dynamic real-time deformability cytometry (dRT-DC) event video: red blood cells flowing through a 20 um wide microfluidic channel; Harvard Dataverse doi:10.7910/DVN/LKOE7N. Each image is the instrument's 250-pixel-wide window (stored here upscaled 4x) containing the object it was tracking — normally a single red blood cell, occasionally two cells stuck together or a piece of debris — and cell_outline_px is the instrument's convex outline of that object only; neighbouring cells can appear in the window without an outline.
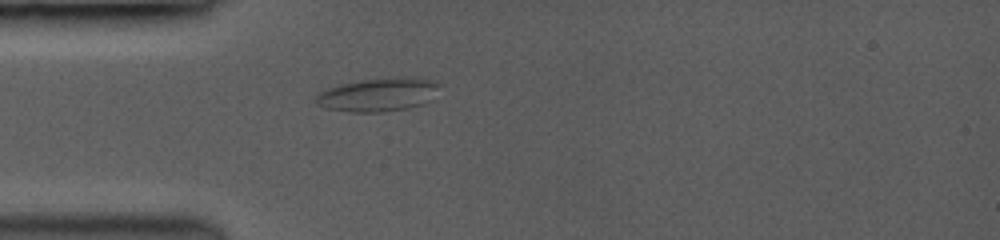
{"species": "common noctule bat (a hibernating species)", "species_latin": "Nyctalus noctula", "temperature_condition": "room temperature", "stored_images_in_passage": 19, "camera_frame_rate_fps": 3500, "um_per_image_px": 0.085, "animal": {"sex": "female", "body_mass_g": 19.0, "forearm_length_mm": 53.3}, "frame": {"image": 1, "passage_image": 1, "time_ms": 0.0, "image_size_px": [1000, 240], "cell_outline_px": [[436, 84], [420, 104], [404, 108], [384, 112], [352, 112], [328, 108], [320, 104], [316, 100], [316, 96], [320, 92], [344, 84], [364, 80], [424, 80]], "centroid_in_image_um": [31.92, 8.11], "position_along_channel_um": 53.1, "area_um2": 21.44}}
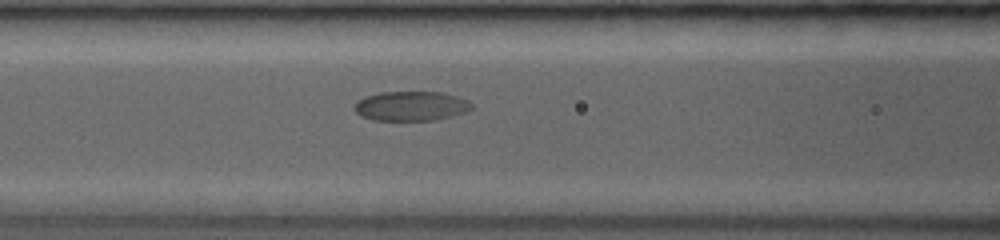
{"frame": {"image": 2, "passage_image": 8, "time_ms": 2.286, "image_size_px": [1000, 240], "cell_outline_px": [[472, 108], [464, 112], [432, 120], [372, 120], [356, 112], [356, 104], [360, 100], [368, 96], [384, 92], [440, 92], [464, 100], [472, 104]], "centroid_in_image_um": [34.92, 9.02], "position_along_channel_um": 131.7, "area_um2": 19.36}}
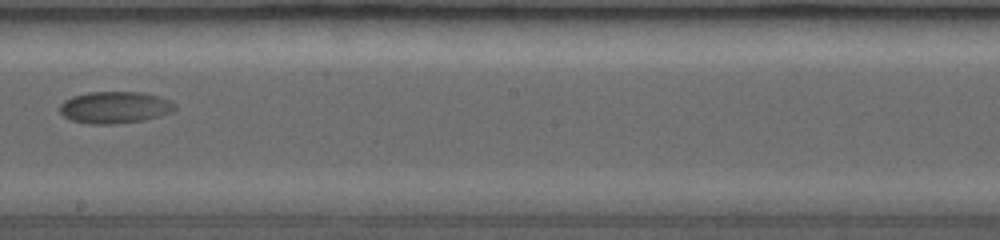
{"frame": {"image": 3, "passage_image": 16, "time_ms": 5.143, "image_size_px": [1000, 240], "cell_outline_px": [[176, 108], [160, 116], [140, 120], [116, 124], [88, 124], [72, 120], [64, 116], [60, 112], [60, 104], [64, 100], [72, 96], [88, 92], [136, 92], [156, 96], [168, 100]], "centroid_in_image_um": [9.67, 9.13], "position_along_channel_um": 238.5, "area_um2": 20.98}}